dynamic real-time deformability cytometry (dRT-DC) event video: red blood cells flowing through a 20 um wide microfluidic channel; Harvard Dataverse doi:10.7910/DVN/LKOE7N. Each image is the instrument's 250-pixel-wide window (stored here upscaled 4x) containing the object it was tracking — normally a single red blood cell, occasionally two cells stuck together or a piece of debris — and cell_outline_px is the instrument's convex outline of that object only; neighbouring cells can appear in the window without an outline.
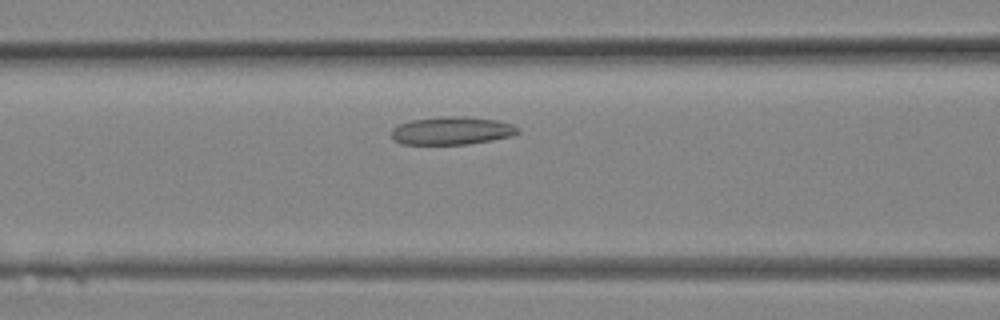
{"species": "Egyptian fruit bat (a non-hibernating species)", "species_latin": "Rousettus aegyptiacus", "temperature_condition": "room temperature", "stored_images_in_passage": 5, "camera_frame_rate_fps": 3000, "um_per_image_px": 0.085, "animal": {"sex": "female"}, "frame": {"image": 1, "passage_image": 3, "time_ms": 0.667, "image_size_px": [1000, 320], "cell_outline_px": [[520, 132], [512, 136], [492, 140], [468, 144], [404, 144], [392, 140], [392, 128], [396, 124], [412, 120], [444, 116], [468, 116], [496, 120], [512, 124], [520, 128]], "centroid_in_image_um": [38.41, 11.1], "position_along_channel_um": 128.2, "area_um2": 20.81}}
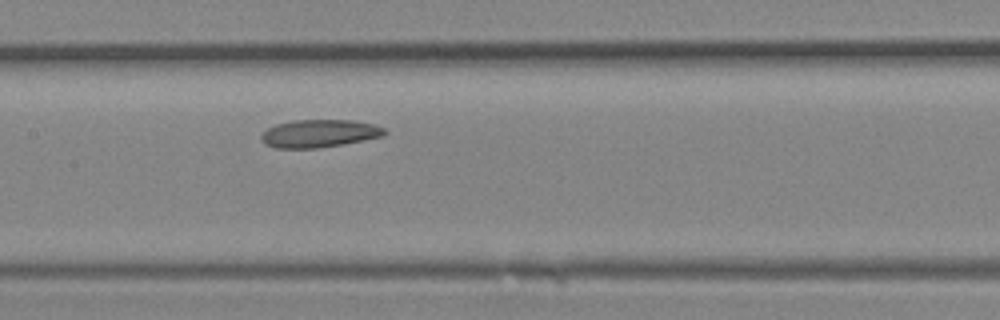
{"frame": {"image": 2, "passage_image": 5, "time_ms": 1.333, "image_size_px": [1000, 320], "cell_outline_px": [[388, 132], [384, 136], [344, 144], [316, 148], [276, 148], [264, 144], [260, 136], [268, 128], [276, 124], [292, 120], [356, 120], [372, 124], [384, 128]], "centroid_in_image_um": [27.15, 11.34], "position_along_channel_um": 180.2, "area_um2": 20.06}}